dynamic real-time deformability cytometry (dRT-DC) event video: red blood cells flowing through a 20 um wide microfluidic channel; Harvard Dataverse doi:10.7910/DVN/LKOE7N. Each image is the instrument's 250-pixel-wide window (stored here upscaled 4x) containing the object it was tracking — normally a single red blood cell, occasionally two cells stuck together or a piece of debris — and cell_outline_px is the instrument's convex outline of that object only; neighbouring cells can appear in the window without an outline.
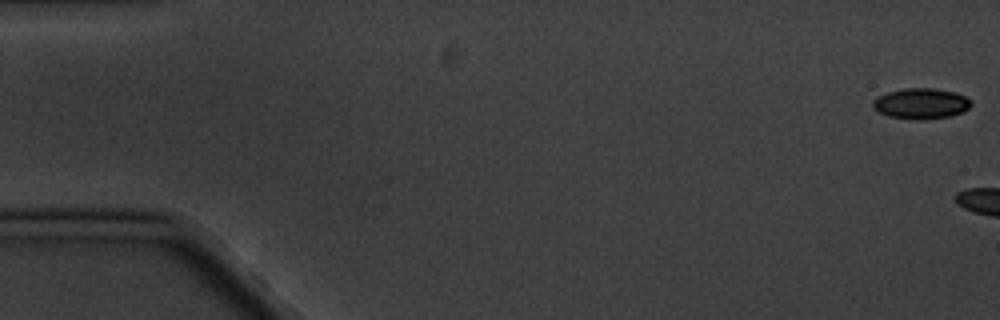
{"species": "common noctule bat (a hibernating species)", "species_latin": "Nyctalus noctula", "temperature_condition": "cold", "stored_images_in_passage": 2, "camera_frame_rate_fps": 3000, "um_per_image_px": 0.085, "animal": {"sex": "male", "body_mass_g": 20.1, "forearm_length_mm": 53.5}, "frame": {"image": 1, "passage_image": 1, "time_ms": 0.0, "image_size_px": [1000, 320], "cell_outline_px": [[972, 104], [968, 108], [960, 112], [948, 116], [924, 120], [916, 120], [888, 116], [872, 108], [872, 100], [876, 96], [888, 92], [904, 88], [932, 88], [956, 92], [972, 100]], "centroid_in_image_um": [78.25, 8.8], "position_along_channel_um": 6.7, "area_um2": 17.63}}